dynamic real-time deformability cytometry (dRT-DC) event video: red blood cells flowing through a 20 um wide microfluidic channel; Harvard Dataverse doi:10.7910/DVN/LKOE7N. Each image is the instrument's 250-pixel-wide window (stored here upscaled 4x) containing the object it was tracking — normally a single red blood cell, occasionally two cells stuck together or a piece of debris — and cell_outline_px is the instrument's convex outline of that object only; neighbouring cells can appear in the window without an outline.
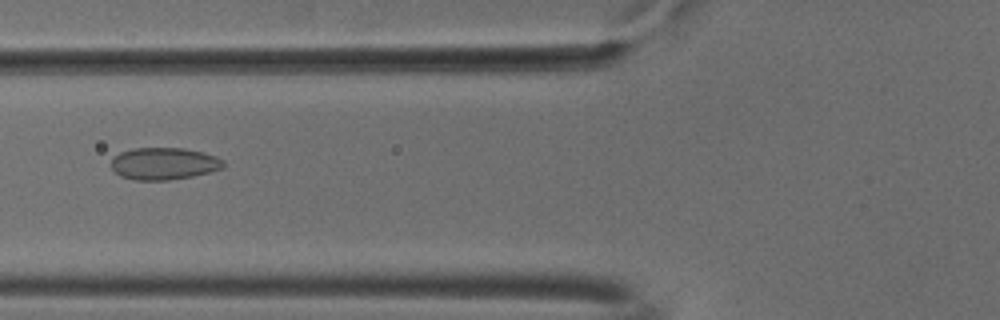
{"species": "common noctule bat (a hibernating species)", "species_latin": "Nyctalus noctula", "temperature_condition": "cold", "stored_images_in_passage": 52, "camera_frame_rate_fps": 3000, "um_per_image_px": 0.085, "animal": {"sex": "male", "body_mass_g": 18.8}, "frame": {"image": 1, "passage_image": 20, "time_ms": 6.333, "image_size_px": [1000, 320], "cell_outline_px": [[224, 168], [192, 176], [168, 180], [132, 180], [120, 176], [112, 168], [112, 160], [120, 152], [132, 148], [184, 148], [204, 152], [216, 156], [224, 160]], "centroid_in_image_um": [13.95, 13.9], "position_along_channel_um": 111.8, "area_um2": 21.04}}
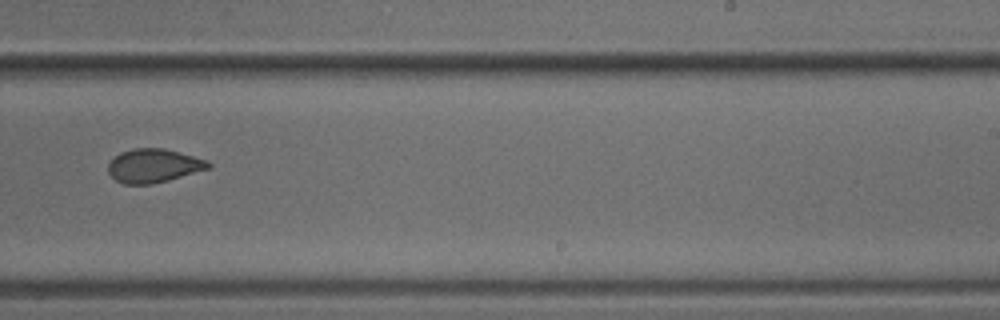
{"frame": {"image": 2, "passage_image": 33, "time_ms": 10.667, "image_size_px": [1000, 320], "cell_outline_px": [[212, 168], [168, 180], [152, 184], [124, 184], [116, 180], [108, 172], [108, 164], [120, 152], [132, 148], [164, 148], [208, 160], [212, 164]], "centroid_in_image_um": [13.09, 14.08], "position_along_channel_um": 275.9, "area_um2": 19.71}}
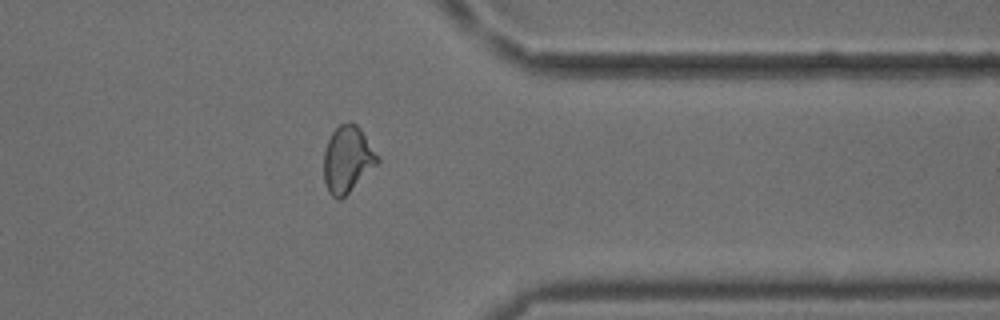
{"frame": {"image": 3, "passage_image": 42, "time_ms": 13.667, "image_size_px": [1000, 320], "cell_outline_px": [[380, 160], [340, 200], [336, 200], [328, 192], [324, 180], [324, 152], [328, 140], [332, 132], [340, 124], [348, 120], [356, 124], [360, 128], [380, 156]], "centroid_in_image_um": [29.53, 13.51], "position_along_channel_um": 381.9, "area_um2": 20.69}, "authors_computed_cell_mechanics": {"area_um2": 21.0103, "velocity_mm_per_s": 3.7776, "shape_relaxation_time_tau1_ms": null, "shape_relaxation_time_tau2_ms": 1.3866, "deformation_change_tau1": null, "deformation_change_tau2": 0.0466}}